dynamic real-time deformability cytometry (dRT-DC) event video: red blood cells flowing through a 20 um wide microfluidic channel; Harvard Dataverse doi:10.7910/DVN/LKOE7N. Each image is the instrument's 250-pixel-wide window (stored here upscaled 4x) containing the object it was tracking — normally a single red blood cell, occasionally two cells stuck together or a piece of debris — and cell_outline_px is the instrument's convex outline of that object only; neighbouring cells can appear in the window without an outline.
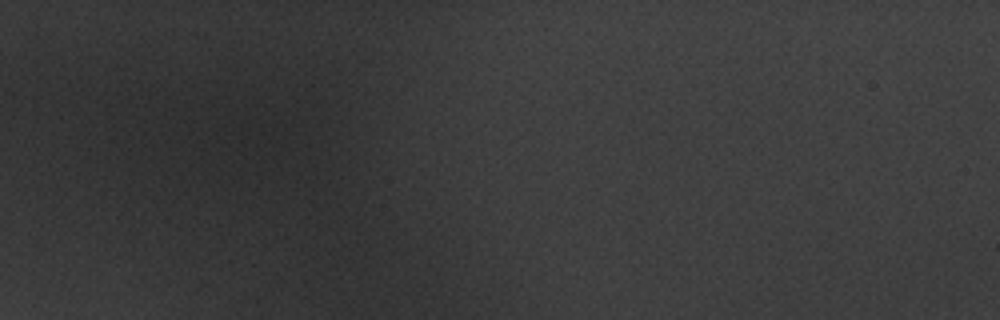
{"species": "common noctule bat (a hibernating species)", "species_latin": "Nyctalus noctula", "temperature_condition": "warm", "stored_images_in_passage": 2, "camera_frame_rate_fps": 3000, "um_per_image_px": 0.085, "animal": {"sex": "male", "body_mass_g": 20.1, "forearm_length_mm": 53.5}, "frame": {"image": 1, "passage_image": 1, "time_ms": 0.0, "image_size_px": [1000, 320], "cell_outline_px": [[320, 180], [312, 188], [248, 156], [228, 128], [228, 124], [232, 120], [296, 116], [304, 116], [316, 124], [320, 176]], "centroid_in_image_um": [23.95, 12.34], "position_along_channel_um": 61.1, "area_um2": 31.15}}